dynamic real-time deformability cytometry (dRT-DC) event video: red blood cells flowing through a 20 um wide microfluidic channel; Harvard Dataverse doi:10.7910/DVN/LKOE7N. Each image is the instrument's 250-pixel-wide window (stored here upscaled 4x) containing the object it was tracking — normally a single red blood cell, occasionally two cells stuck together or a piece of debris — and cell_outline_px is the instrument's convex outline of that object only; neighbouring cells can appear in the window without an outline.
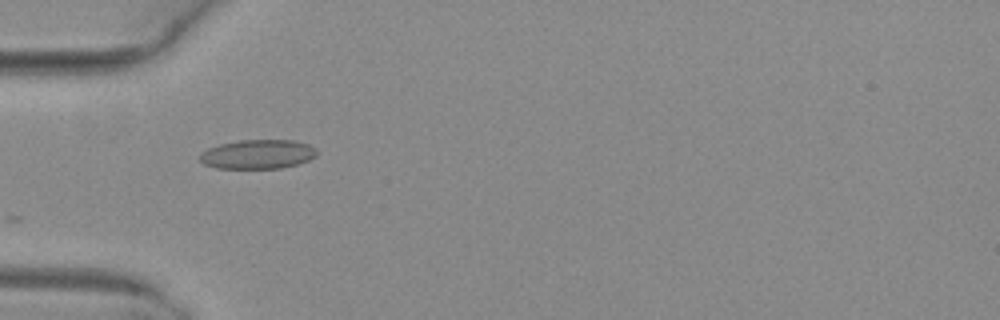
{"species": "common noctule bat (a hibernating species)", "species_latin": "Nyctalus noctula", "temperature_condition": "warm", "stored_images_in_passage": 7, "camera_frame_rate_fps": 3000, "um_per_image_px": 0.085, "animal": {"sex": "female", "body_mass_g": 29.2, "forearm_length_mm": 56.3}, "frame": {"image": 1, "passage_image": 6, "time_ms": 1.667, "image_size_px": [1000, 320], "cell_outline_px": [[316, 156], [308, 160], [296, 164], [280, 168], [216, 168], [204, 164], [200, 160], [200, 152], [208, 148], [220, 144], [240, 140], [292, 140], [308, 144], [316, 148]], "centroid_in_image_um": [21.89, 13.1], "position_along_channel_um": 63.1, "area_um2": 19.83}}
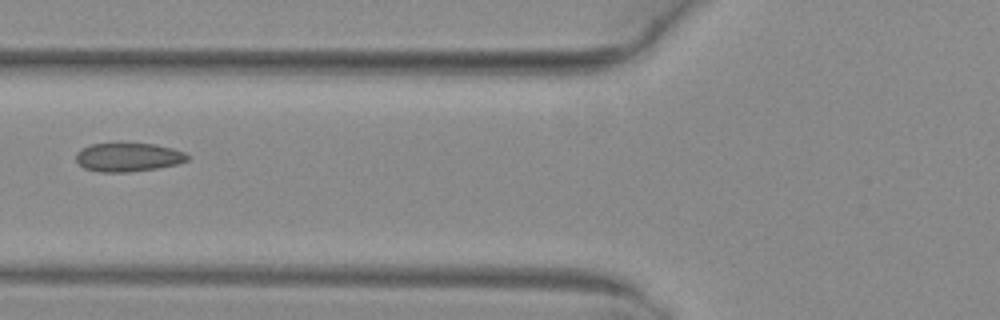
{"frame": {"image": 2, "passage_image": 7, "time_ms": 2.0, "image_size_px": [1000, 320], "cell_outline_px": [[188, 160], [176, 164], [156, 168], [128, 172], [100, 172], [84, 168], [76, 160], [76, 152], [80, 148], [92, 144], [156, 144], [172, 148], [184, 152], [188, 156]], "centroid_in_image_um": [10.87, 13.36], "position_along_channel_um": 114.9, "area_um2": 18.44}}